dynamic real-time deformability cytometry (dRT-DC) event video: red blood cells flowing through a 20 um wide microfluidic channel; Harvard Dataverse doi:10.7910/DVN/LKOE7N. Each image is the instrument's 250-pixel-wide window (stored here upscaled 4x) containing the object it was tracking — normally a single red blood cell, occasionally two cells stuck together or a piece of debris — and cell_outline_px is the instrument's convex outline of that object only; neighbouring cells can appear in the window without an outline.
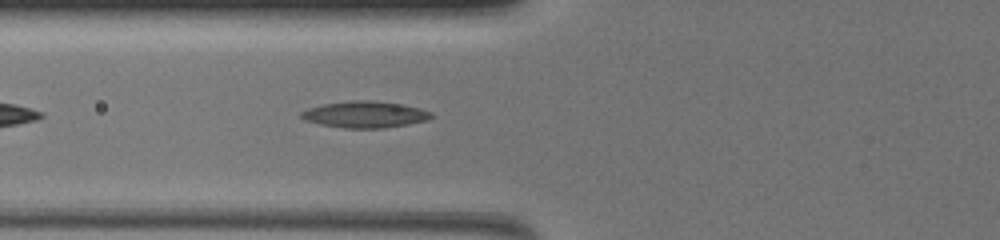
{"species": "common noctule bat (a hibernating species)", "species_latin": "Nyctalus noctula", "temperature_condition": "warm", "stored_images_in_passage": 39, "camera_frame_rate_fps": 3000, "um_per_image_px": 0.085, "animal": {"sex": "female", "body_mass_g": 19.5, "forearm_length_mm": 54.1}, "frame": {"image": 1, "passage_image": 6, "time_ms": 1.667, "image_size_px": [1000, 240], "cell_outline_px": [[436, 116], [428, 120], [408, 124], [384, 128], [344, 128], [320, 124], [304, 120], [300, 116], [300, 112], [308, 108], [324, 104], [348, 100], [368, 100], [404, 104], [420, 108], [432, 112]], "centroid_in_image_um": [31.05, 9.72], "position_along_channel_um": 94.7, "area_um2": 20.29}}
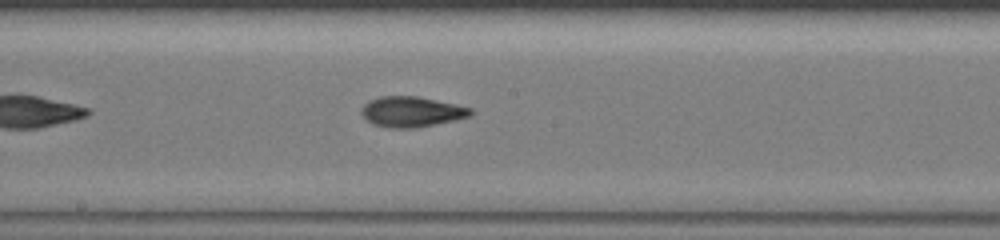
{"frame": {"image": 2, "passage_image": 17, "time_ms": 5.333, "image_size_px": [1000, 240], "cell_outline_px": [[476, 112], [468, 116], [456, 120], [416, 128], [388, 128], [372, 124], [360, 112], [360, 108], [368, 100], [380, 96], [416, 96], [456, 104], [472, 108]], "centroid_in_image_um": [34.98, 9.5], "position_along_channel_um": 213.2, "area_um2": 19.54}}
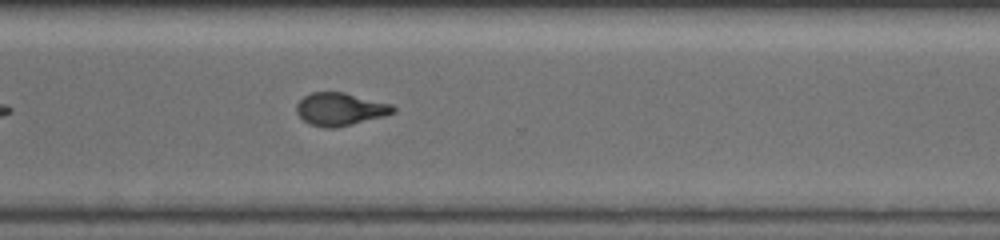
{"frame": {"image": 3, "passage_image": 29, "time_ms": 9.333, "image_size_px": [1000, 240], "cell_outline_px": [[396, 112], [384, 116], [336, 128], [324, 128], [308, 124], [296, 112], [296, 104], [304, 96], [312, 92], [344, 92], [392, 104], [396, 108]], "centroid_in_image_um": [28.91, 9.28], "position_along_channel_um": 341.7, "area_um2": 18.55}, "authors_computed_cell_mechanics": {"area_um2": 18.785, "velocity_mm_per_s": 3.219, "shape_relaxation_time_tau1_ms": null, "shape_relaxation_time_tau2_ms": 2.6087, "deformation_change_tau1": null, "deformation_change_tau2": 0.0937}}